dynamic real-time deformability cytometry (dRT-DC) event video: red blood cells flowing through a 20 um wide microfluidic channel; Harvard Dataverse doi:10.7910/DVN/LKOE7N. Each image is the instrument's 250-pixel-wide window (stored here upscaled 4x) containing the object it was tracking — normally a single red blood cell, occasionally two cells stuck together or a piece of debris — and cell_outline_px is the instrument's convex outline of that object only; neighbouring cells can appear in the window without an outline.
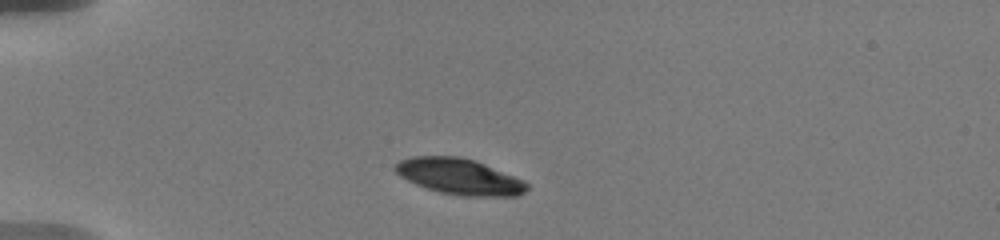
{"species": "human", "species_latin": "Homo sapiens", "temperature_condition": "warm", "stored_images_in_passage": 7, "camera_frame_rate_fps": 3000, "um_per_image_px": 0.085, "donor": {"sex": "male"}, "frame": {"image": 1, "passage_image": 1, "time_ms": 0.0, "image_size_px": [1000, 240], "cell_outline_px": [[528, 188], [524, 192], [516, 196], [464, 196], [440, 192], [416, 184], [400, 176], [392, 168], [400, 160], [412, 156], [460, 156], [476, 160], [524, 180], [528, 184]], "centroid_in_image_um": [39.05, 14.99], "position_along_channel_um": 45.9, "area_um2": 27.57}}
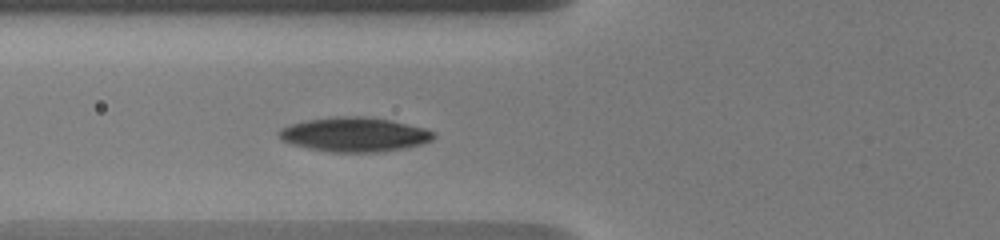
{"frame": {"image": 2, "passage_image": 5, "time_ms": 2.333, "image_size_px": [1000, 240], "cell_outline_px": [[436, 136], [432, 140], [420, 144], [404, 148], [380, 152], [328, 152], [308, 148], [292, 144], [280, 140], [276, 132], [280, 128], [288, 124], [308, 120], [340, 116], [360, 116], [388, 120], [424, 128], [436, 132]], "centroid_in_image_um": [30.08, 11.44], "position_along_channel_um": 95.7, "area_um2": 30.98}}
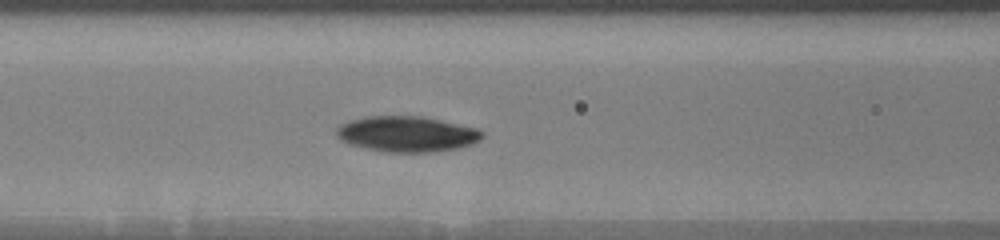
{"frame": {"image": 3, "passage_image": 7, "time_ms": 3.333, "image_size_px": [1000, 240], "cell_outline_px": [[484, 136], [480, 140], [472, 144], [456, 148], [428, 152], [388, 152], [364, 148], [348, 144], [340, 140], [336, 136], [336, 128], [340, 124], [348, 120], [364, 116], [420, 116], [440, 120], [476, 128], [484, 132]], "centroid_in_image_um": [34.53, 11.38], "position_along_channel_um": 132.1, "area_um2": 30.35}}